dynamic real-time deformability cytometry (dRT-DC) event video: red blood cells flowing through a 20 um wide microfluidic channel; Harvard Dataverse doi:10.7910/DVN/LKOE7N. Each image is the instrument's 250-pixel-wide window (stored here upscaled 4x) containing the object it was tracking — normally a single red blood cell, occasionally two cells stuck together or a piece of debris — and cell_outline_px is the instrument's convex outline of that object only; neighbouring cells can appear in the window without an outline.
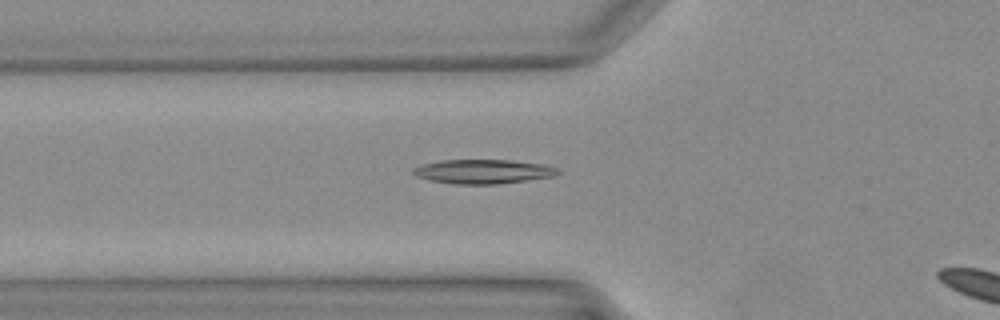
{"species": "Egyptian fruit bat (a non-hibernating species)", "species_latin": "Rousettus aegyptiacus", "temperature_condition": "warm", "stored_images_in_passage": 26, "segment_of_instrument_passage": [1, 2], "camera_frame_rate_fps": 3000, "um_per_image_px": 0.085, "animal": {"sex": "female"}, "frame": {"image": 1, "passage_image": 5, "time_ms": 1.333, "image_size_px": [1000, 320], "cell_outline_px": [[560, 172], [552, 176], [496, 184], [456, 184], [428, 180], [416, 176], [412, 172], [412, 168], [424, 164], [440, 160], [512, 160], [544, 164], [556, 168]], "centroid_in_image_um": [41.01, 14.57], "position_along_channel_um": 84.8, "area_um2": 20.23}}
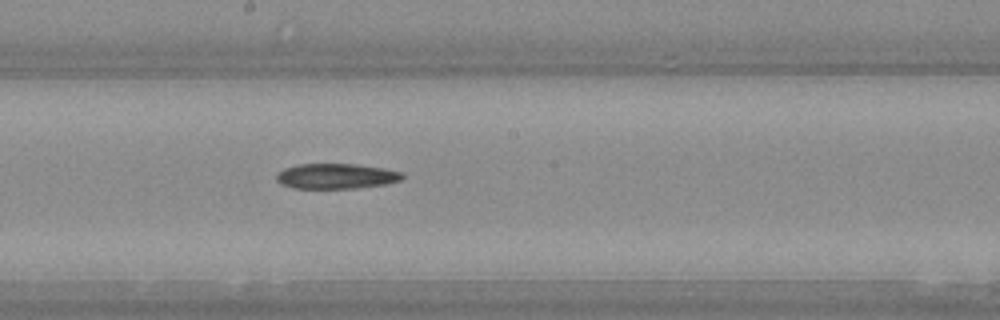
{"frame": {"image": 2, "passage_image": 13, "time_ms": 4.0, "image_size_px": [1000, 320], "cell_outline_px": [[404, 176], [400, 180], [384, 184], [356, 188], [292, 188], [280, 184], [276, 180], [276, 176], [284, 168], [300, 164], [356, 164], [384, 168], [400, 172]], "centroid_in_image_um": [28.54, 14.97], "position_along_channel_um": 219.7, "area_um2": 18.38}}
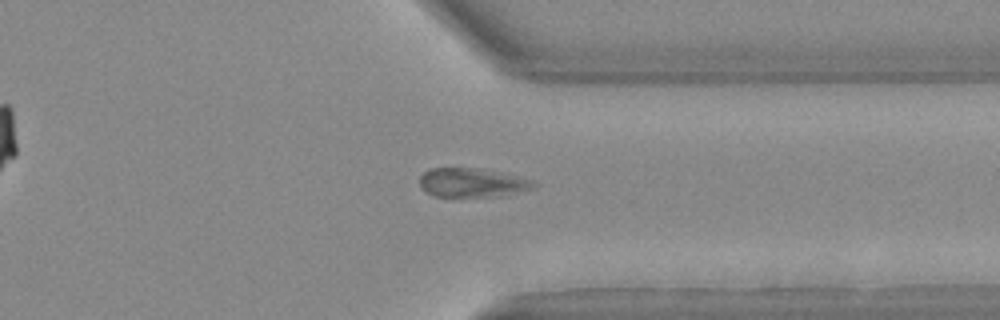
{"frame": {"image": 3, "passage_image": 22, "time_ms": 7.0, "image_size_px": [1000, 320], "cell_outline_px": [[540, 184], [536, 188], [508, 196], [432, 196], [424, 192], [420, 188], [420, 176], [424, 172], [432, 168], [472, 168], [536, 180]], "centroid_in_image_um": [40.18, 15.55], "position_along_channel_um": 371.2, "area_um2": 19.42}}